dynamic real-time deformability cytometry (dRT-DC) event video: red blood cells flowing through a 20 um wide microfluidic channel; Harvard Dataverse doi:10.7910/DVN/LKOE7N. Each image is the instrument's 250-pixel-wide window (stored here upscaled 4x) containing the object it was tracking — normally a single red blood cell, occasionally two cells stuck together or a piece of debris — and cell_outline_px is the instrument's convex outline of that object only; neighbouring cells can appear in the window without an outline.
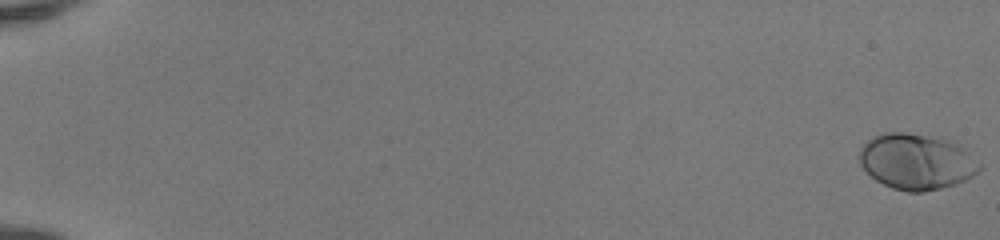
{"species": "human", "species_latin": "Homo sapiens", "temperature_condition": "room temperature", "stored_images_in_passage": 52, "camera_frame_rate_fps": 3000, "um_per_image_px": 0.085, "donor": {"sex": "female"}, "frame": {"image": 1, "passage_image": 1, "time_ms": 0.0, "image_size_px": [1000, 240], "cell_outline_px": [[984, 168], [980, 172], [956, 184], [924, 192], [908, 192], [892, 188], [876, 180], [860, 164], [860, 148], [872, 136], [884, 132], [904, 132], [944, 140], [960, 148], [980, 164]], "centroid_in_image_um": [77.86, 13.76], "position_along_channel_um": 7.1, "area_um2": 38.26}}
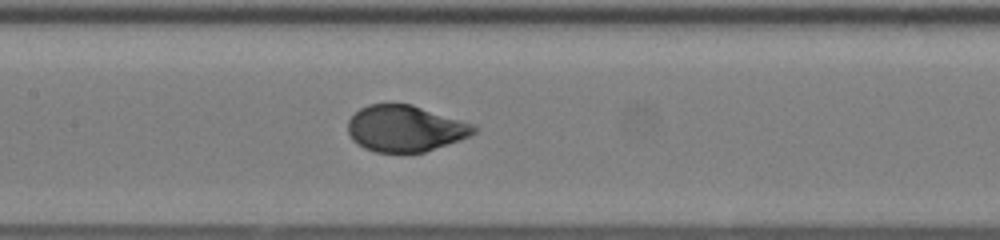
{"frame": {"image": 2, "passage_image": 28, "time_ms": 9.0, "image_size_px": [1000, 240], "cell_outline_px": [[476, 132], [472, 136], [424, 152], [376, 152], [364, 148], [352, 140], [348, 132], [348, 120], [360, 108], [368, 104], [412, 104], [476, 124]], "centroid_in_image_um": [34.47, 10.92], "position_along_channel_um": 172.9, "area_um2": 34.16}}
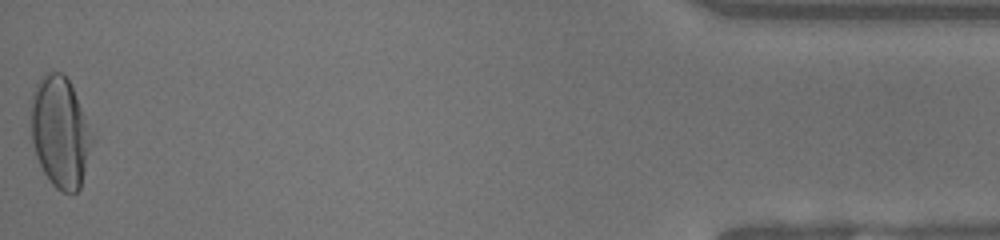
{"frame": {"image": 3, "passage_image": 52, "time_ms": 17.0, "image_size_px": [1000, 240], "cell_outline_px": [[92, 140], [80, 188], [76, 192], [60, 192], [52, 184], [44, 172], [36, 156], [32, 140], [32, 92], [40, 76], [44, 72], [60, 72], [68, 80], [72, 88], [84, 116], [92, 136]], "centroid_in_image_um": [5.08, 11.23], "position_along_channel_um": 430.1, "area_um2": 38.55}, "authors_computed_cell_mechanics": {"area_um2": 35.7493, "velocity_mm_per_s": 4.1766, "shape_relaxation_time_tau1_ms": 2.8158, "shape_relaxation_time_tau2_ms": null, "deformation_change_tau1": 0.1831, "deformation_change_tau2": null}}